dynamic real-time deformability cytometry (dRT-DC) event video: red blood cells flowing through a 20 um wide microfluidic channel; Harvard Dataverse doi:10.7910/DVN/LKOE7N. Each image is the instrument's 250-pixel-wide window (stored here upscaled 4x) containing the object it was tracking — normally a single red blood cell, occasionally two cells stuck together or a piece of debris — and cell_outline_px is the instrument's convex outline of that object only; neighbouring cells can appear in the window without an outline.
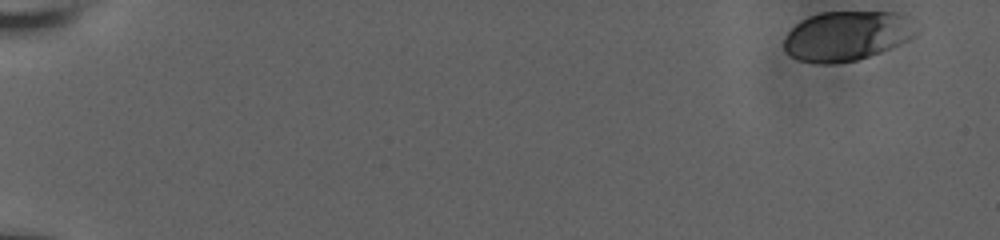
{"species": "human", "species_latin": "Homo sapiens", "temperature_condition": "room temperature", "stored_images_in_passage": 50, "camera_frame_rate_fps": 3000, "um_per_image_px": 0.085, "donor": {"sex": "male"}, "frame": {"image": 1, "passage_image": 1, "time_ms": 0.0, "image_size_px": [1000, 240], "cell_outline_px": [[920, 32], [908, 40], [900, 44], [880, 52], [856, 60], [832, 64], [820, 64], [800, 60], [792, 56], [784, 48], [784, 40], [788, 32], [800, 20], [808, 16], [820, 12], [896, 12], [920, 28]], "centroid_in_image_um": [71.98, 3.04], "position_along_channel_um": 13.0, "area_um2": 38.21}}
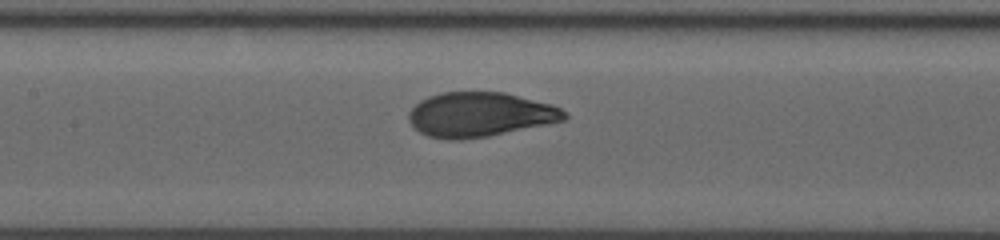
{"frame": {"image": 2, "passage_image": 28, "time_ms": 9.0, "image_size_px": [1000, 240], "cell_outline_px": [[568, 116], [564, 120], [488, 136], [460, 140], [448, 140], [428, 136], [420, 132], [408, 120], [408, 112], [420, 100], [428, 96], [440, 92], [504, 92], [552, 104], [560, 108]], "centroid_in_image_um": [40.75, 9.73], "position_along_channel_um": 166.6, "area_um2": 40.23}}
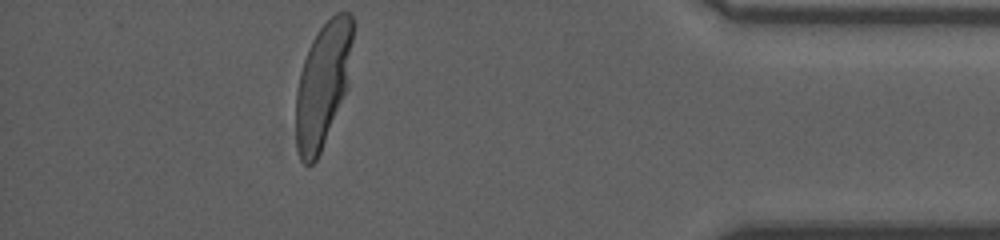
{"frame": {"image": 3, "passage_image": 50, "time_ms": 16.333, "image_size_px": [1000, 240], "cell_outline_px": [[356, 24], [348, 88], [320, 152], [316, 160], [312, 164], [304, 164], [300, 160], [296, 148], [296, 92], [300, 72], [308, 48], [312, 40], [320, 28], [336, 12], [348, 12], [352, 16]], "centroid_in_image_um": [27.48, 7.14], "position_along_channel_um": 407.7, "area_um2": 41.91}, "authors_computed_cell_mechanics": {"area_um2": 40.2288, "velocity_mm_per_s": 3.8061, "shape_relaxation_time_tau1_ms": 3.6832, "shape_relaxation_time_tau2_ms": null, "deformation_change_tau1": 0.1734, "deformation_change_tau2": null}}